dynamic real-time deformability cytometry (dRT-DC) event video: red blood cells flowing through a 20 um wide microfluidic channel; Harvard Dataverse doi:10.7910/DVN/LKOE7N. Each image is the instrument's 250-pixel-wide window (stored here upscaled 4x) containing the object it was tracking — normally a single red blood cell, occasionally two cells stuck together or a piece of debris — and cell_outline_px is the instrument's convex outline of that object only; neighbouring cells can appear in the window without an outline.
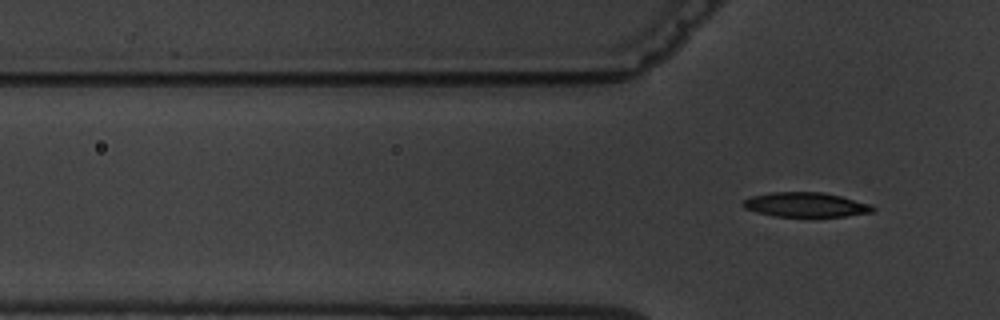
{"species": "common noctule bat (a hibernating species)", "species_latin": "Nyctalus noctula", "temperature_condition": "warm", "stored_images_in_passage": 3, "segment_of_instrument_passage": [2, 2], "camera_frame_rate_fps": 3000, "um_per_image_px": 0.085, "animal": {"sex": "male", "body_mass_g": 19.5, "forearm_length_mm": 54.6}, "frame": {"image": 1, "passage_image": 3, "time_ms": 2.333, "image_size_px": [1000, 320], "cell_outline_px": [[876, 212], [844, 216], [776, 216], [756, 212], [744, 208], [740, 204], [744, 200], [752, 196], [772, 192], [824, 192], [872, 204], [876, 208]], "centroid_in_image_um": [68.52, 17.4], "position_along_channel_um": 57.3, "area_um2": 18.61}}